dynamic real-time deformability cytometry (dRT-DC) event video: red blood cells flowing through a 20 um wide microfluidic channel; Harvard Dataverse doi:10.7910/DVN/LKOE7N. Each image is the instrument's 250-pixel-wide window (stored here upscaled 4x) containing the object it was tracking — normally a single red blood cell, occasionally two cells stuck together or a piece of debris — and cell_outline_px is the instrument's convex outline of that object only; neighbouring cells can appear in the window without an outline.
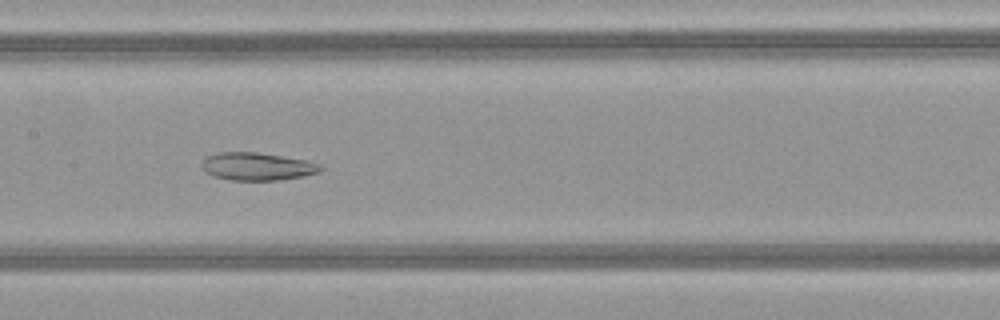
{"species": "common noctule bat (a hibernating species)", "species_latin": "Nyctalus noctula", "temperature_condition": "warm", "stored_images_in_passage": 50, "camera_frame_rate_fps": 3000, "um_per_image_px": 0.085, "animal": {"sex": "female", "body_mass_g": 21.9}, "frame": {"image": 1, "passage_image": 25, "time_ms": 8.0, "image_size_px": [1000, 320], "cell_outline_px": [[324, 168], [320, 172], [304, 176], [280, 180], [232, 180], [216, 176], [208, 172], [204, 168], [204, 160], [208, 156], [216, 152], [256, 152], [304, 160], [320, 164]], "centroid_in_image_um": [21.93, 14.15], "position_along_channel_um": 185.5, "area_um2": 18.84}}
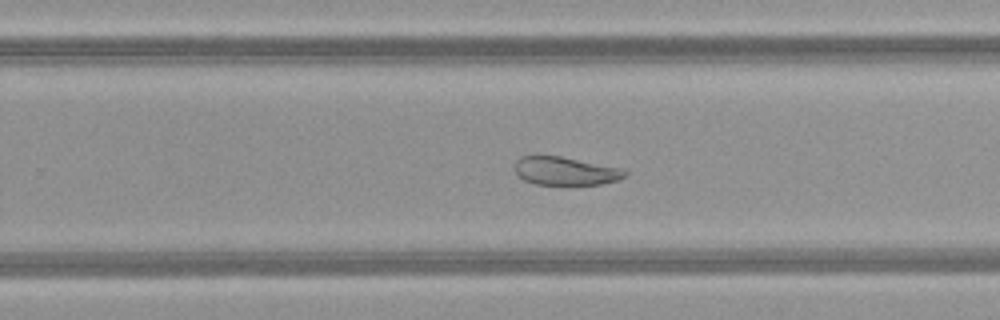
{"frame": {"image": 2, "passage_image": 32, "time_ms": 10.333, "image_size_px": [1000, 320], "cell_outline_px": [[628, 172], [624, 176], [616, 180], [600, 184], [536, 184], [524, 180], [516, 176], [512, 168], [516, 160], [520, 156], [560, 156], [620, 168]], "centroid_in_image_um": [47.96, 14.53], "position_along_channel_um": 281.8, "area_um2": 18.03}}
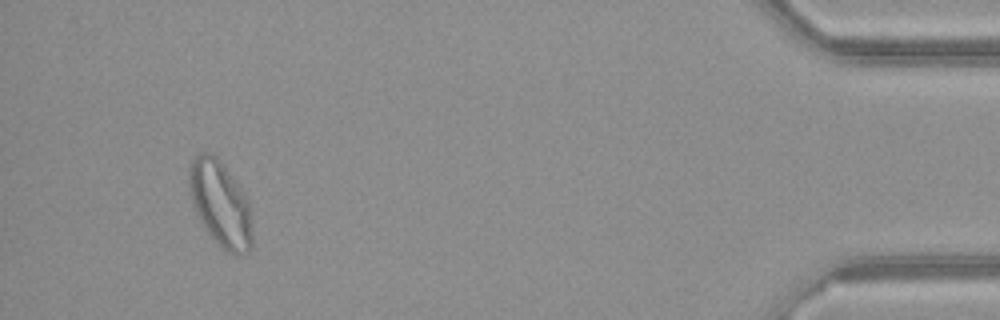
{"frame": {"image": 3, "passage_image": 47, "time_ms": 15.333, "image_size_px": [1000, 320], "cell_outline_px": [[252, 248], [248, 252], [236, 256], [228, 252], [216, 244], [200, 220], [192, 204], [188, 192], [188, 168], [192, 160], [200, 152], [208, 152], [216, 156], [224, 164], [236, 180], [244, 192], [248, 200], [252, 236]], "centroid_in_image_um": [18.71, 17.31], "position_along_channel_um": 416.5, "area_um2": 31.91}, "authors_computed_cell_mechanics": {"area_um2": 27.7151, "velocity_mm_per_s": 4.148, "shape_relaxation_time_tau1_ms": null, "shape_relaxation_time_tau2_ms": 5.0731, "deformation_change_tau1": null, "deformation_change_tau2": 0.1279}}